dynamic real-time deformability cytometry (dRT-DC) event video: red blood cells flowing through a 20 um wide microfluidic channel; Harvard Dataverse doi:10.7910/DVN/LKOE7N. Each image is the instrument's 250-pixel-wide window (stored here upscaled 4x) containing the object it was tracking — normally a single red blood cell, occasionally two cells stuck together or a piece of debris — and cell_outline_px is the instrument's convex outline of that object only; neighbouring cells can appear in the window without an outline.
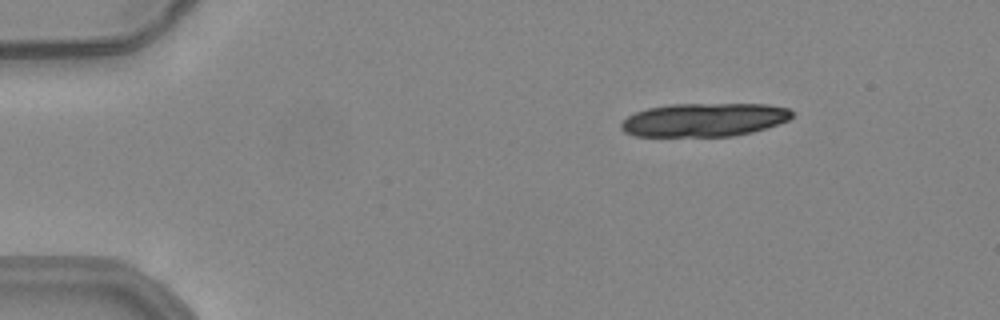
{"species": "common noctule bat (a hibernating species)", "species_latin": "Nyctalus noctula", "temperature_condition": "warm", "stored_images_in_passage": 16, "camera_frame_rate_fps": 3000, "um_per_image_px": 0.085, "animal": {"sex": "female", "body_mass_g": 24.6, "forearm_length_mm": 56.2}, "frame": {"image": 1, "passage_image": 2, "time_ms": 0.333, "image_size_px": [1000, 320], "cell_outline_px": [[792, 116], [788, 120], [752, 132], [732, 136], [636, 136], [624, 132], [620, 128], [620, 124], [628, 116], [636, 112], [648, 108], [672, 104], [768, 104], [788, 108], [792, 112]], "centroid_in_image_um": [59.83, 10.18], "position_along_channel_um": 25.2, "area_um2": 33.18}}